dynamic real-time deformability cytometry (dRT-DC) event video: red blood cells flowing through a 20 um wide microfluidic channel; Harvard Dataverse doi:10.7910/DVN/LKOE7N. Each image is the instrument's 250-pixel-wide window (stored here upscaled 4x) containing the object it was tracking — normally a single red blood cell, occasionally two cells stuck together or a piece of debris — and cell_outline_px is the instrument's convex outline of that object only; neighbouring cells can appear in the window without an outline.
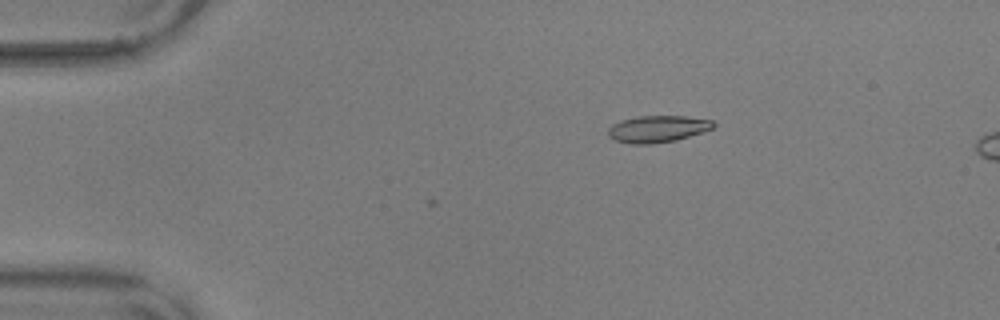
{"species": "common noctule bat (a hibernating species)", "species_latin": "Nyctalus noctula", "temperature_condition": "warm", "stored_images_in_passage": 3, "camera_frame_rate_fps": 3000, "um_per_image_px": 0.085, "animal": {"sex": "male", "body_mass_g": 17.9, "forearm_length_mm": 54.2}, "frame": {"image": 1, "passage_image": 1, "time_ms": 0.0, "image_size_px": [1000, 320], "cell_outline_px": [[716, 124], [712, 128], [704, 132], [676, 140], [652, 144], [628, 144], [616, 140], [608, 136], [608, 128], [612, 124], [620, 120], [640, 116], [684, 116], [712, 120]], "centroid_in_image_um": [55.88, 10.96], "position_along_channel_um": 29.1, "area_um2": 16.53}}